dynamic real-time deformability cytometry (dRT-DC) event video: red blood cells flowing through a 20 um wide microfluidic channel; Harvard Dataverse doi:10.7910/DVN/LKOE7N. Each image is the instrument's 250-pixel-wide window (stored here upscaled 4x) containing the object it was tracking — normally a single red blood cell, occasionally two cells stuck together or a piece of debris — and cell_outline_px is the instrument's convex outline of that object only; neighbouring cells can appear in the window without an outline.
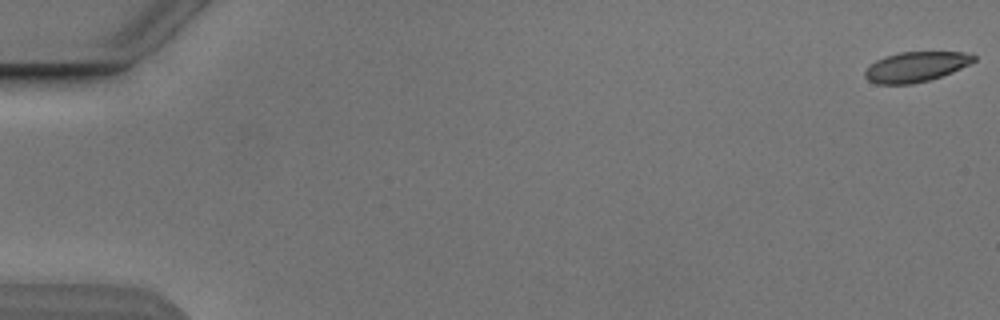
{"species": "Egyptian fruit bat (a non-hibernating species)", "species_latin": "Rousettus aegyptiacus", "temperature_condition": "cold", "stored_images_in_passage": 7, "camera_frame_rate_fps": 3000, "um_per_image_px": 0.085, "animal": {"sex": "male"}, "frame": {"image": 1, "passage_image": 1, "time_ms": 0.0, "image_size_px": [1000, 320], "cell_outline_px": [[976, 60], [952, 72], [928, 80], [912, 84], [876, 84], [868, 80], [864, 76], [864, 72], [876, 60], [884, 56], [900, 52], [964, 52], [976, 56]], "centroid_in_image_um": [77.82, 5.67], "position_along_channel_um": 7.2, "area_um2": 18.9}}
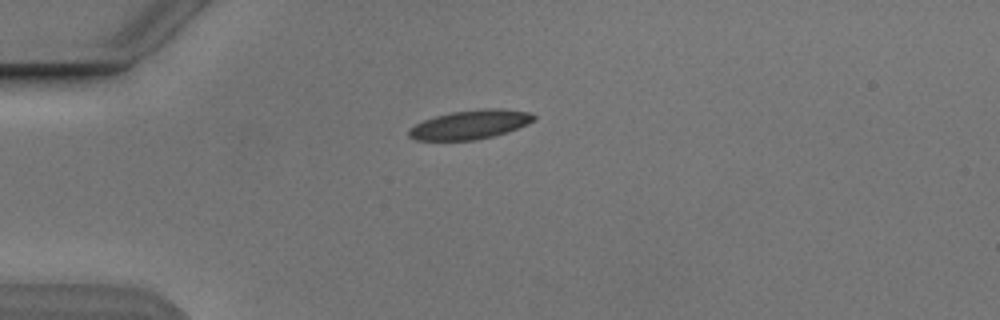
{"frame": {"image": 2, "passage_image": 5, "time_ms": 4.667, "image_size_px": [1000, 320], "cell_outline_px": [[536, 116], [532, 120], [508, 132], [476, 140], [416, 140], [408, 136], [408, 132], [416, 124], [424, 120], [436, 116], [452, 112], [484, 108], [500, 108], [532, 112]], "centroid_in_image_um": [39.97, 10.58], "position_along_channel_um": 45.0, "area_um2": 20.87}}
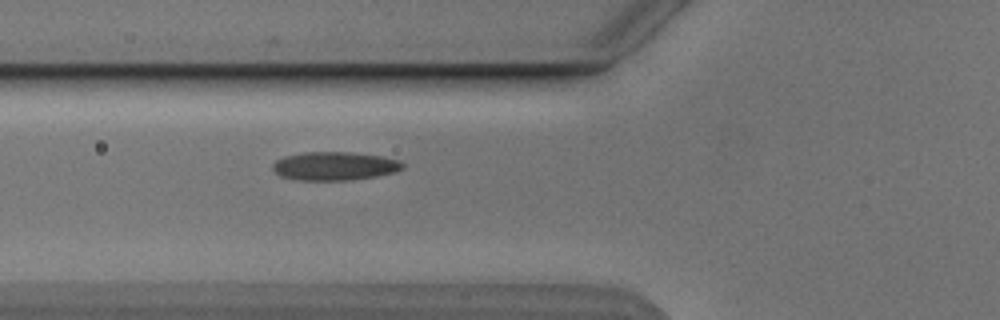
{"frame": {"image": 3, "passage_image": 7, "time_ms": 6.667, "image_size_px": [1000, 320], "cell_outline_px": [[404, 168], [396, 172], [376, 176], [348, 180], [300, 180], [280, 176], [272, 168], [272, 164], [276, 160], [284, 156], [304, 152], [352, 152], [380, 156], [400, 160], [404, 164]], "centroid_in_image_um": [28.45, 14.11], "position_along_channel_um": 97.4, "area_um2": 21.62}}